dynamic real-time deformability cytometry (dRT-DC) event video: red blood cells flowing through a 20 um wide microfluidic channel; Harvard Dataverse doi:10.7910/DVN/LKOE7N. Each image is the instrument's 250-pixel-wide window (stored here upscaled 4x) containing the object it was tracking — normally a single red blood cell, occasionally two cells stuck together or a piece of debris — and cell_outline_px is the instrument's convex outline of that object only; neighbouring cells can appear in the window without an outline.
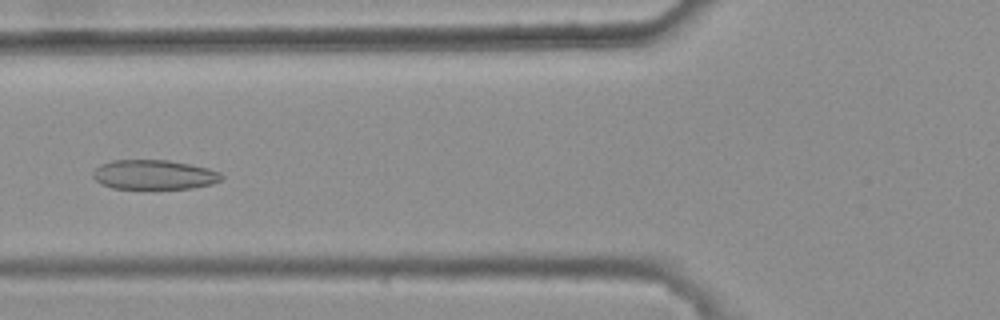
{"species": "common noctule bat (a hibernating species)", "species_latin": "Nyctalus noctula", "temperature_condition": "warm", "stored_images_in_passage": 45, "camera_frame_rate_fps": 3000, "um_per_image_px": 0.085, "animal": {"sex": "female", "body_mass_g": 25.1}, "frame": {"image": 1, "passage_image": 20, "time_ms": 6.333, "image_size_px": [1000, 320], "cell_outline_px": [[224, 176], [220, 180], [212, 184], [192, 188], [112, 188], [100, 184], [92, 176], [92, 172], [100, 164], [112, 160], [168, 160], [208, 168], [220, 172]], "centroid_in_image_um": [13.07, 14.84], "position_along_channel_um": 112.7, "area_um2": 22.08}}
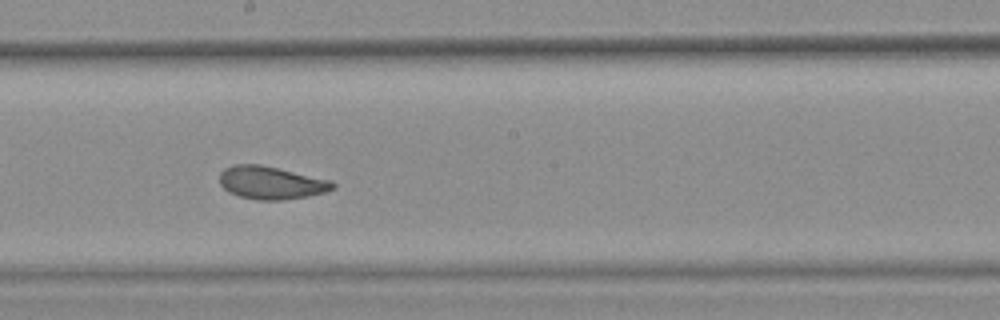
{"frame": {"image": 2, "passage_image": 29, "time_ms": 9.333, "image_size_px": [1000, 320], "cell_outline_px": [[336, 188], [324, 192], [308, 196], [284, 200], [256, 200], [240, 196], [228, 192], [220, 184], [220, 172], [224, 168], [232, 164], [260, 164], [332, 180], [336, 184]], "centroid_in_image_um": [23.05, 15.53], "position_along_channel_um": 225.2, "area_um2": 21.85}}
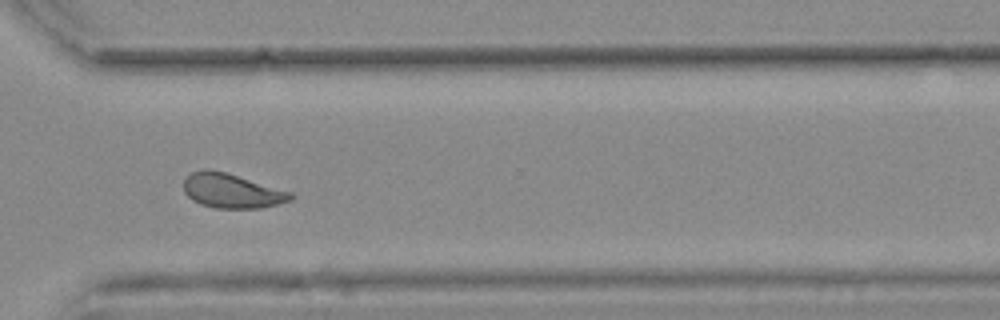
{"frame": {"image": 3, "passage_image": 39, "time_ms": 12.667, "image_size_px": [1000, 320], "cell_outline_px": [[296, 196], [292, 200], [260, 208], [216, 208], [200, 204], [192, 200], [184, 192], [184, 180], [192, 172], [204, 168], [208, 168], [224, 172], [292, 192]], "centroid_in_image_um": [19.7, 16.22], "position_along_channel_um": 350.9, "area_um2": 21.39}, "authors_computed_cell_mechanics": {"area_um2": 22.0796, "velocity_mm_per_s": 3.7564, "shape_relaxation_time_tau1_ms": null, "shape_relaxation_time_tau2_ms": 1.8767, "deformation_change_tau1": null, "deformation_change_tau2": 0.0751}}